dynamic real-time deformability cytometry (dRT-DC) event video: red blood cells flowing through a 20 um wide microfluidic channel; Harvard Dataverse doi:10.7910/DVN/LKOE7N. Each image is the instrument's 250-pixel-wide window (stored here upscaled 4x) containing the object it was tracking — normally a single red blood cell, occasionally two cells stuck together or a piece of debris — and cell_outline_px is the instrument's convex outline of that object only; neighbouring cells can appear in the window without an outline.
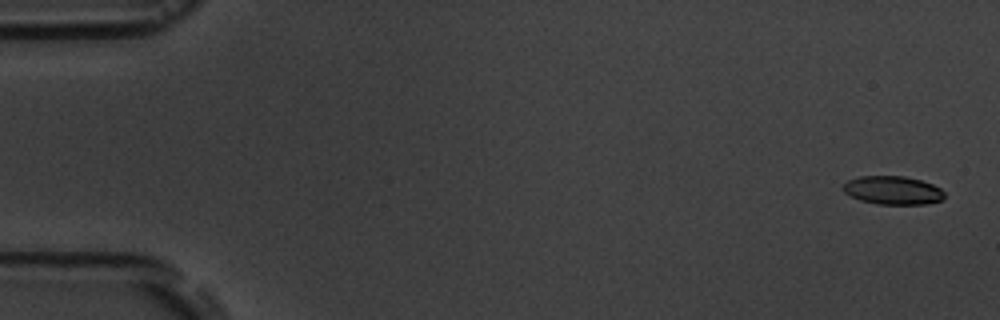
{"species": "common noctule bat (a hibernating species)", "species_latin": "Nyctalus noctula", "temperature_condition": "room temperature", "stored_images_in_passage": 17, "camera_frame_rate_fps": 3000, "um_per_image_px": 0.085, "animal": {"sex": "male", "body_mass_g": 19.5, "forearm_length_mm": 54.6}, "frame": {"image": 1, "passage_image": 1, "time_ms": 0.0, "image_size_px": [1000, 320], "cell_outline_px": [[944, 200], [928, 204], [876, 204], [860, 200], [844, 192], [840, 188], [848, 180], [860, 176], [904, 176], [920, 180], [932, 184], [940, 188], [944, 192]], "centroid_in_image_um": [75.89, 16.18], "position_along_channel_um": 9.1, "area_um2": 16.88}}
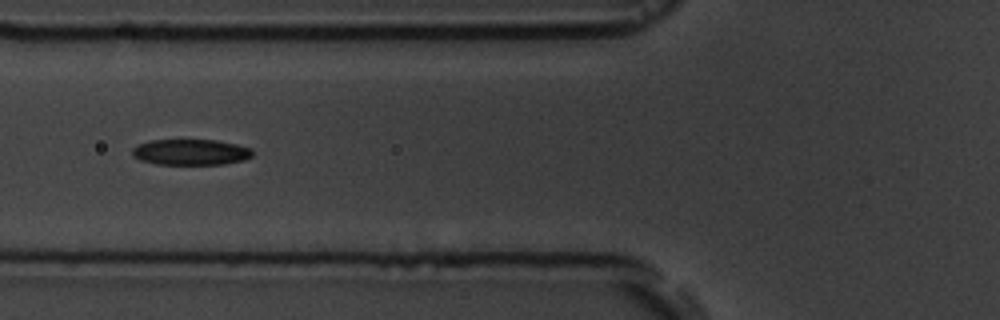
{"frame": {"image": 2, "passage_image": 7, "time_ms": 6.667, "image_size_px": [1000, 320], "cell_outline_px": [[252, 156], [244, 160], [224, 164], [156, 164], [140, 160], [132, 156], [132, 148], [148, 140], [216, 140], [236, 144], [252, 148]], "centroid_in_image_um": [16.21, 12.93], "position_along_channel_um": 109.6, "area_um2": 18.15}}
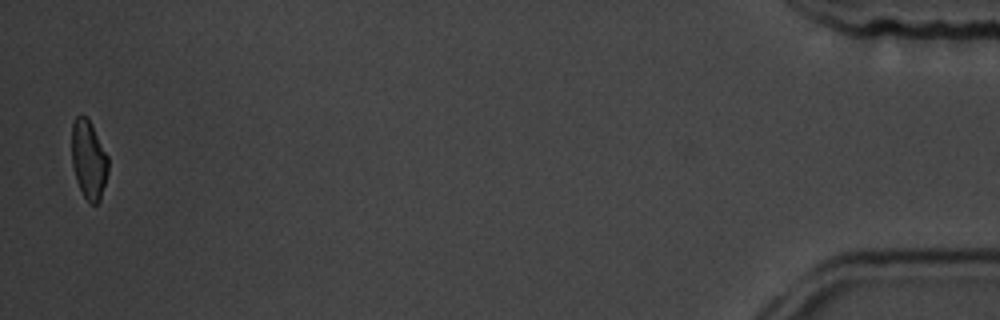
{"frame": {"image": 3, "passage_image": 17, "time_ms": 18.0, "image_size_px": [1000, 320], "cell_outline_px": [[108, 172], [100, 200], [96, 204], [92, 204], [84, 196], [76, 180], [72, 164], [72, 124], [76, 116], [80, 112], [92, 124], [108, 156]], "centroid_in_image_um": [7.54, 13.54], "position_along_channel_um": 427.7, "area_um2": 16.7}, "authors_computed_cell_mechanics": {"area_um2": 17.8024, "velocity_mm_per_s": 3.6296, "shape_relaxation_time_tau1_ms": 3.5761, "shape_relaxation_time_tau2_ms": 4.1331, "deformation_change_tau1": 0.1348, "deformation_change_tau2": 0.0988}}